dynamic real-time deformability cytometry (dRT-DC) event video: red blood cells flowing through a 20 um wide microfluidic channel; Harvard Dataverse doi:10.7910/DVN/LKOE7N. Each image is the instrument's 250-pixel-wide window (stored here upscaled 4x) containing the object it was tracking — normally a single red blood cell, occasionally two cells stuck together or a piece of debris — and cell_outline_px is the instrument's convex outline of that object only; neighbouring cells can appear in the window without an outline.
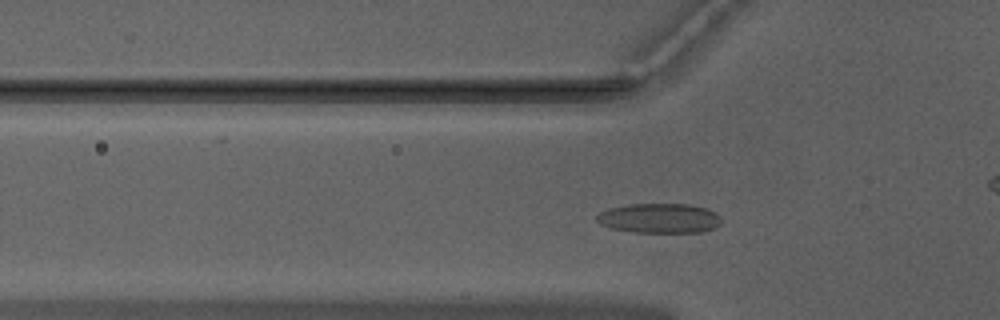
{"species": "Egyptian fruit bat (a non-hibernating species)", "species_latin": "Rousettus aegyptiacus", "temperature_condition": "warm", "stored_images_in_passage": 45, "camera_frame_rate_fps": 3000, "um_per_image_px": 0.085, "animal": {"sex": "male"}, "frame": {"image": 1, "passage_image": 10, "time_ms": 3.0, "image_size_px": [1000, 320], "cell_outline_px": [[720, 224], [712, 228], [700, 232], [632, 232], [612, 228], [600, 224], [596, 220], [596, 216], [600, 212], [608, 208], [628, 204], [688, 204], [708, 208], [716, 212], [720, 216]], "centroid_in_image_um": [56.04, 18.54], "position_along_channel_um": 69.8, "area_um2": 21.62}}
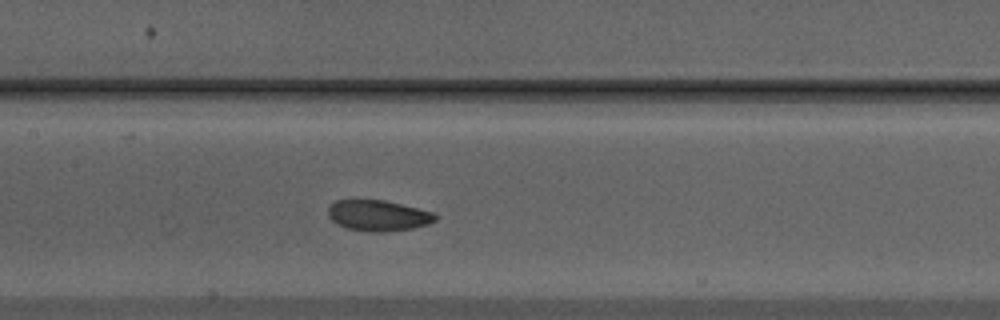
{"frame": {"image": 2, "passage_image": 18, "time_ms": 5.667, "image_size_px": [1000, 320], "cell_outline_px": [[440, 216], [436, 220], [428, 224], [412, 228], [388, 232], [372, 232], [344, 228], [332, 220], [328, 216], [328, 208], [336, 200], [384, 200], [436, 212]], "centroid_in_image_um": [32.19, 18.33], "position_along_channel_um": 175.2, "area_um2": 19.48}}
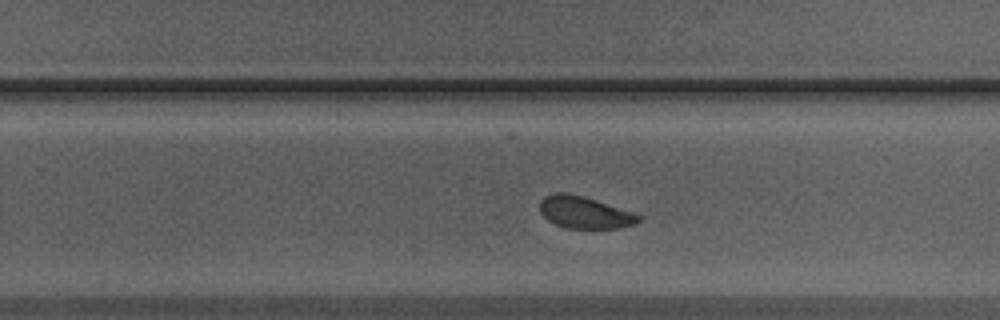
{"frame": {"image": 3, "passage_image": 26, "time_ms": 8.333, "image_size_px": [1000, 320], "cell_outline_px": [[640, 220], [636, 224], [620, 228], [564, 228], [548, 220], [540, 212], [540, 200], [544, 196], [556, 192], [568, 192], [584, 196], [632, 212], [640, 216]], "centroid_in_image_um": [49.66, 18.05], "position_along_channel_um": 280.1, "area_um2": 18.44}, "authors_computed_cell_mechanics": {"area_um2": 19.7676, "velocity_mm_per_s": 3.9453, "shape_relaxation_time_tau1_ms": 2.1221, "shape_relaxation_time_tau2_ms": 2.0399, "deformation_change_tau1": 0.093, "deformation_change_tau2": 0.0787}}